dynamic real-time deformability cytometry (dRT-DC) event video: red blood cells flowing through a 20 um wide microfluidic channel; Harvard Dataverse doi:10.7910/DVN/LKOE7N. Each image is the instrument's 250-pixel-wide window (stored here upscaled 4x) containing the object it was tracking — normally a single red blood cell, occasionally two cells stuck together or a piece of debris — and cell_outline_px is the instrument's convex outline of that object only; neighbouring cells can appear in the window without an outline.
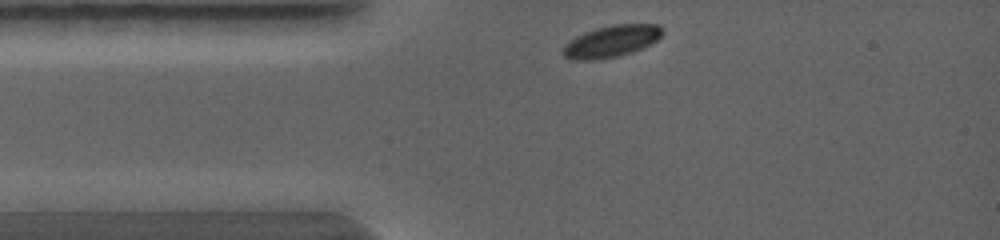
{"species": "common noctule bat (a hibernating species)", "species_latin": "Nyctalus noctula", "temperature_condition": "warm", "stored_images_in_passage": 9, "camera_frame_rate_fps": 5000, "um_per_image_px": 0.085, "animal": {"sex": "female", "body_mass_g": 19.0, "forearm_length_mm": 56.7}, "frame": {"image": 1, "passage_image": 1, "time_ms": 0.0, "image_size_px": [1000, 240], "cell_outline_px": [[664, 32], [656, 40], [632, 52], [620, 56], [592, 60], [572, 60], [564, 56], [564, 44], [568, 40], [584, 32], [596, 28], [612, 24], [660, 24]], "centroid_in_image_um": [51.95, 3.5], "position_along_channel_um": 33.0, "area_um2": 18.38}}
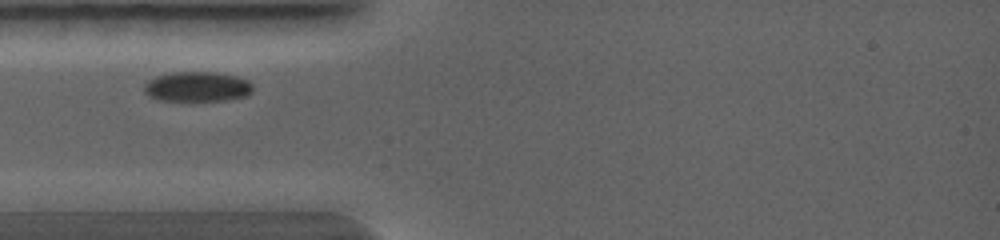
{"frame": {"image": 2, "passage_image": 4, "time_ms": 0.8, "image_size_px": [1000, 240], "cell_outline_px": [[252, 92], [248, 96], [228, 100], [156, 100], [144, 92], [144, 84], [148, 80], [156, 76], [172, 72], [216, 72], [236, 76], [248, 80], [252, 84]], "centroid_in_image_um": [16.78, 7.36], "position_along_channel_um": 68.2, "area_um2": 19.07}}
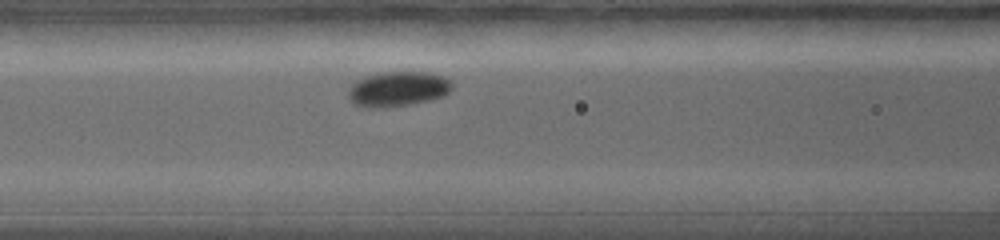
{"frame": {"image": 3, "passage_image": 8, "time_ms": 1.8, "image_size_px": [1000, 240], "cell_outline_px": [[452, 88], [444, 96], [428, 100], [408, 104], [376, 108], [368, 108], [356, 104], [348, 96], [348, 92], [352, 84], [356, 80], [368, 76], [388, 72], [424, 72], [440, 76], [448, 80], [452, 84]], "centroid_in_image_um": [33.81, 7.57], "position_along_channel_um": 132.8, "area_um2": 20.58}}